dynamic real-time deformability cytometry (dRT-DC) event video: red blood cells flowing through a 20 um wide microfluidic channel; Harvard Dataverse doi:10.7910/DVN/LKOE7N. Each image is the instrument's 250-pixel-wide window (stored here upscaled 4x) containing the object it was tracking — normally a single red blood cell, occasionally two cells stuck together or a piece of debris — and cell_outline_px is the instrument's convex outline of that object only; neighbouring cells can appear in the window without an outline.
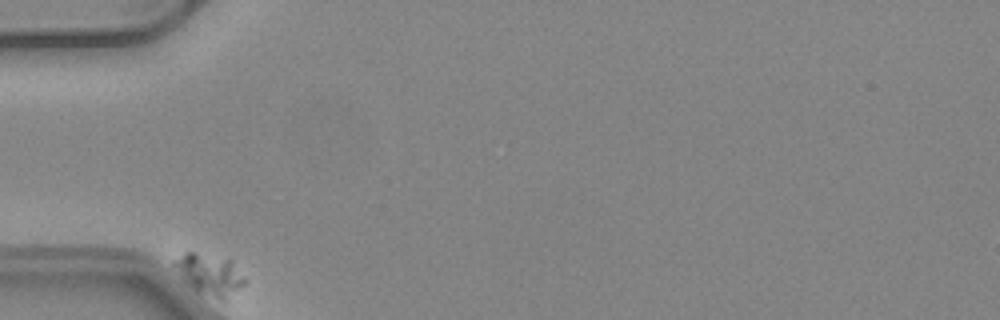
{"species": "common noctule bat (a hibernating species)", "species_latin": "Nyctalus noctula", "temperature_condition": "warm", "stored_images_in_passage": 44, "segment_of_instrument_passage": [1, 2], "camera_frame_rate_fps": 3000, "um_per_image_px": 0.085, "animal": {"sex": "female", "body_mass_g": 24.6, "forearm_length_mm": 56.2}, "frame": {"image": 1, "passage_image": 1, "time_ms": 0.0, "image_size_px": [1000, 320], "cell_outline_px": [[248, 280], [224, 304], [216, 300], [196, 288], [172, 264], [172, 260], [184, 252], [192, 252], [228, 256], [232, 260]], "centroid_in_image_um": [17.95, 23.3], "position_along_channel_um": 67.1, "area_um2": 16.94}}
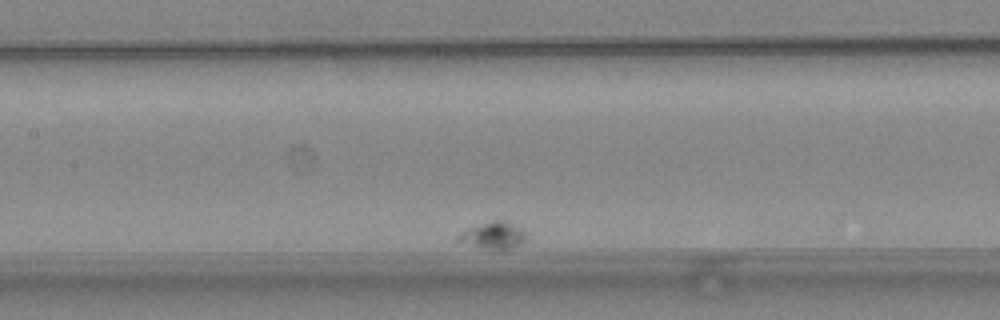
{"frame": {"image": 2, "passage_image": 16, "time_ms": 5.0, "image_size_px": [1000, 320], "cell_outline_px": [[528, 236], [520, 244], [504, 252], [500, 252], [456, 240], [456, 236], [460, 232], [468, 228], [492, 220], [504, 220], [524, 228], [528, 232]], "centroid_in_image_um": [42.01, 20.02], "position_along_channel_um": 165.4, "area_um2": 11.04}}
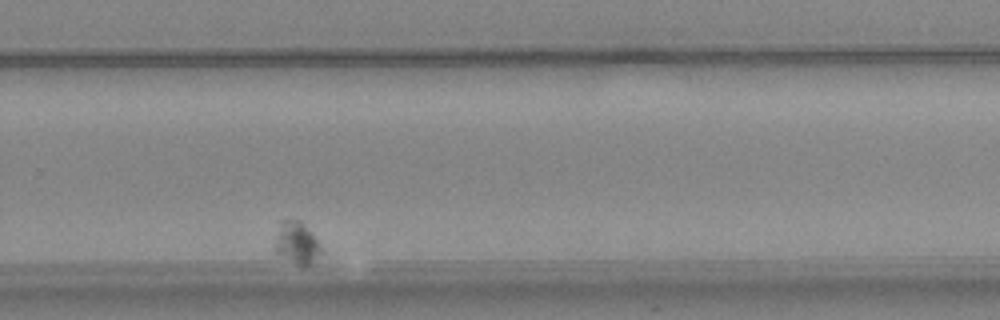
{"frame": {"image": 3, "passage_image": 35, "time_ms": 11.333, "image_size_px": [1000, 320], "cell_outline_px": [[320, 252], [308, 264], [296, 264], [272, 252], [272, 248], [280, 220], [300, 220], [304, 224], [320, 244]], "centroid_in_image_um": [25.12, 20.61], "position_along_channel_um": 304.7, "area_um2": 11.21}}